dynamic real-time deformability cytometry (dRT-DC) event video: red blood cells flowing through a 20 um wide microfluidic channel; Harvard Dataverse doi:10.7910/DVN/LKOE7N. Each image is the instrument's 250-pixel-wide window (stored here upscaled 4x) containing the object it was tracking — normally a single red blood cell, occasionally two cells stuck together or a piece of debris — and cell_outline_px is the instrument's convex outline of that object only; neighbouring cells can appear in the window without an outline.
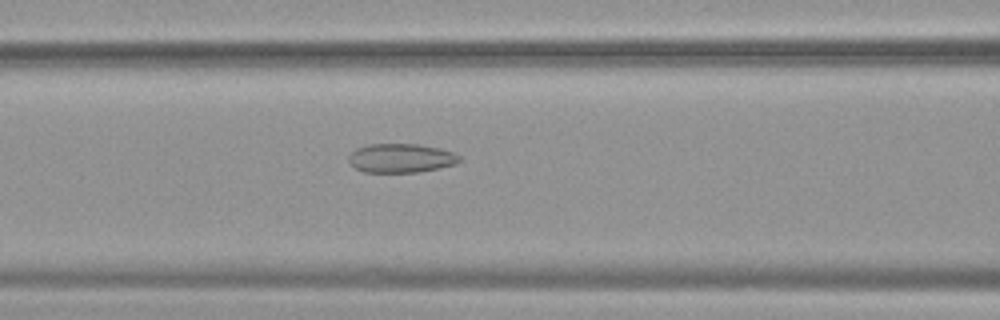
{"species": "common noctule bat (a hibernating species)", "species_latin": "Nyctalus noctula", "temperature_condition": "warm", "stored_images_in_passage": 20, "camera_frame_rate_fps": 3000, "um_per_image_px": 0.085, "animal": {"sex": "female", "body_mass_g": 19.9}, "frame": {"image": 1, "passage_image": 12, "time_ms": 3.667, "image_size_px": [1000, 320], "cell_outline_px": [[464, 160], [456, 164], [420, 172], [364, 172], [356, 168], [348, 160], [348, 156], [356, 148], [368, 144], [420, 144], [440, 148], [452, 152], [460, 156]], "centroid_in_image_um": [34.11, 13.43], "position_along_channel_um": 132.5, "area_um2": 18.84}}
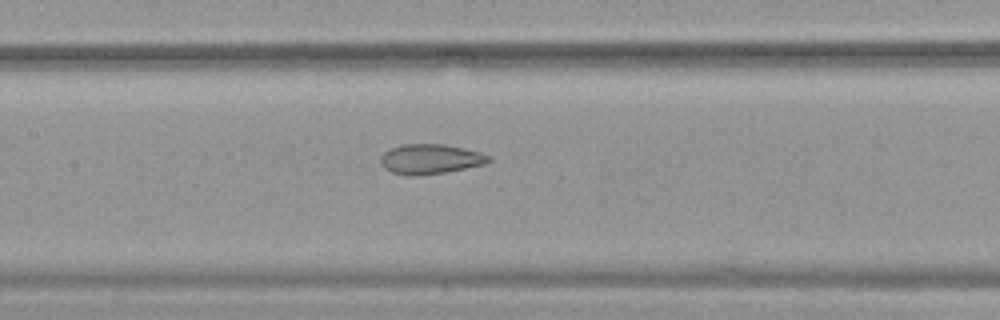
{"frame": {"image": 2, "passage_image": 15, "time_ms": 4.667, "image_size_px": [1000, 320], "cell_outline_px": [[492, 160], [484, 164], [444, 172], [412, 176], [408, 176], [392, 172], [384, 168], [380, 160], [380, 156], [384, 152], [392, 148], [404, 144], [444, 144], [464, 148], [480, 152], [492, 156]], "centroid_in_image_um": [36.58, 13.51], "position_along_channel_um": 170.8, "area_um2": 18.73}}
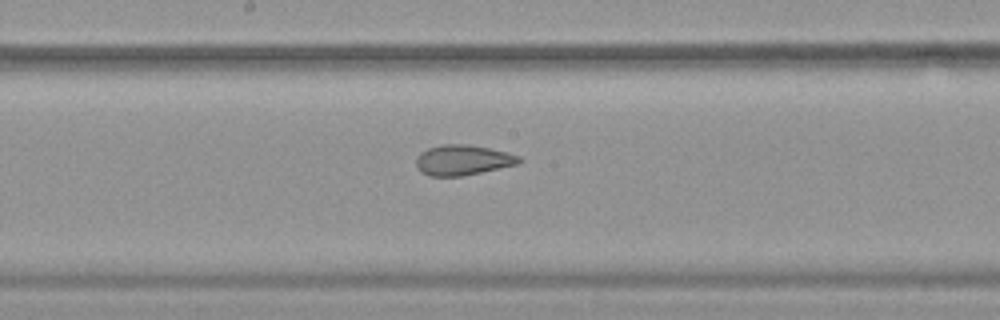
{"frame": {"image": 3, "passage_image": 18, "time_ms": 5.667, "image_size_px": [1000, 320], "cell_outline_px": [[524, 160], [516, 164], [480, 172], [460, 176], [428, 176], [420, 172], [416, 164], [416, 156], [420, 152], [428, 148], [440, 144], [468, 144], [488, 148], [520, 156]], "centroid_in_image_um": [39.28, 13.6], "position_along_channel_um": 208.9, "area_um2": 18.09}}